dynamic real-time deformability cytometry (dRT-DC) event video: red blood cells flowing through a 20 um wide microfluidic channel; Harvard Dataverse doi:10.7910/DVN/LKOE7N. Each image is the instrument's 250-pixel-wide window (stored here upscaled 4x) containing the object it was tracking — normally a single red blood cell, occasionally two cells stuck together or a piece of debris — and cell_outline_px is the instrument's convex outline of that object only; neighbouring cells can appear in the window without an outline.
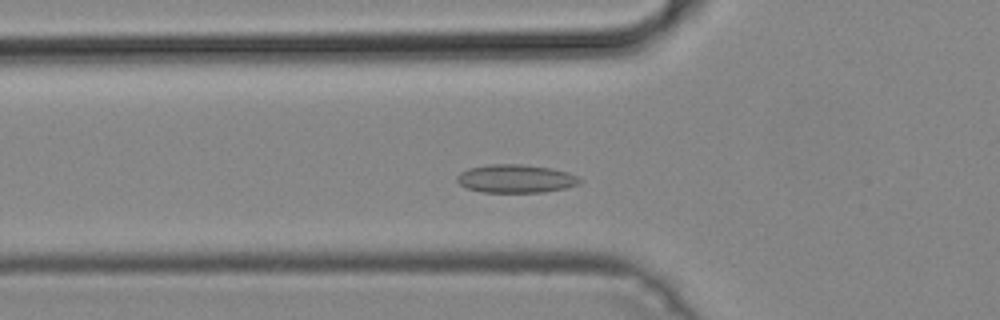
{"species": "common noctule bat (a hibernating species)", "species_latin": "Nyctalus noctula", "temperature_condition": "cold", "stored_images_in_passage": 40, "camera_frame_rate_fps": 3000, "um_per_image_px": 0.085, "animal": {"sex": "male", "body_mass_g": 19.2, "forearm_length_mm": 51.8}, "frame": {"image": 1, "passage_image": 12, "time_ms": 3.667, "image_size_px": [1000, 320], "cell_outline_px": [[580, 184], [564, 188], [540, 192], [484, 192], [468, 188], [460, 184], [456, 180], [456, 176], [460, 172], [468, 168], [492, 164], [520, 164], [552, 168], [568, 172], [576, 176], [580, 180]], "centroid_in_image_um": [43.82, 15.18], "position_along_channel_um": 82.0, "area_um2": 20.06}}
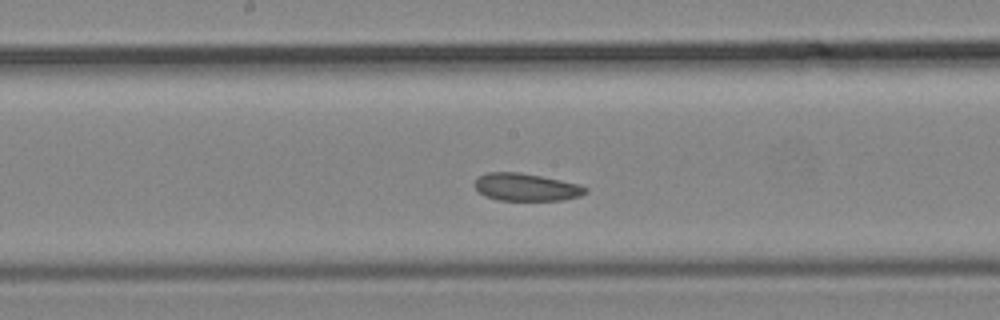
{"frame": {"image": 2, "passage_image": 21, "time_ms": 6.667, "image_size_px": [1000, 320], "cell_outline_px": [[588, 192], [580, 196], [564, 200], [496, 200], [484, 196], [472, 184], [480, 176], [488, 172], [520, 172], [580, 184], [588, 188]], "centroid_in_image_um": [44.73, 15.91], "position_along_channel_um": 203.5, "area_um2": 17.86}}
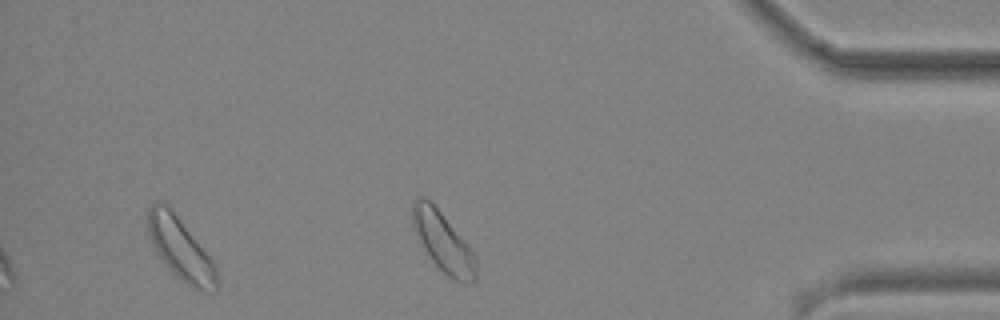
{"frame": {"image": 3, "passage_image": 38, "time_ms": 12.333, "image_size_px": [1000, 320], "cell_outline_px": [[216, 288], [212, 292], [192, 288], [180, 280], [164, 264], [156, 252], [144, 228], [144, 216], [148, 208], [156, 200], [160, 200], [168, 204], [212, 256], [216, 268]], "centroid_in_image_um": [15.27, 21.06], "position_along_channel_um": 419.9, "area_um2": 26.01}}